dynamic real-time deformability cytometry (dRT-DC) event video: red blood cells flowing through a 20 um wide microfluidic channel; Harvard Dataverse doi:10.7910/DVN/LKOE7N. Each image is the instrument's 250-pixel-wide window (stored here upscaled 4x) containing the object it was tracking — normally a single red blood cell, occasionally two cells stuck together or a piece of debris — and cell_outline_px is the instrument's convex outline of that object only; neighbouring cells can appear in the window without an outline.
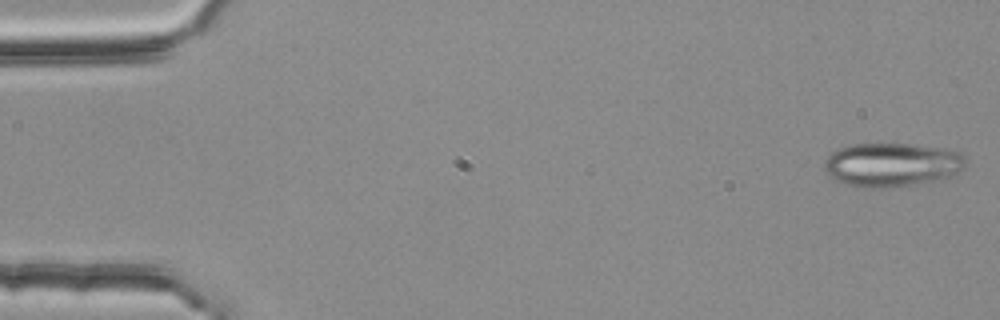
{"species": "common noctule bat (a hibernating species)", "species_latin": "Nyctalus noctula", "temperature_condition": "room temperature", "stored_images_in_passage": 54, "camera_frame_rate_fps": 3000, "um_per_image_px": 0.085, "animal": {"sex": "female", "body_mass_g": 25.1}, "frame": {"image": 1, "passage_image": 1, "time_ms": 0.0, "image_size_px": [1000, 320], "cell_outline_px": [[968, 160], [964, 168], [948, 176], [936, 180], [888, 188], [868, 188], [844, 184], [832, 180], [824, 172], [824, 160], [836, 148], [852, 144], [912, 144], [940, 148], [960, 152]], "centroid_in_image_um": [75.74, 14.0], "position_along_channel_um": 9.3, "area_um2": 36.36}}
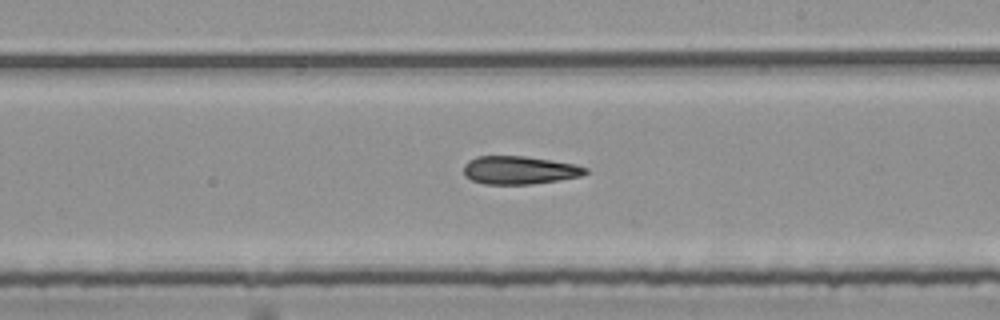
{"frame": {"image": 2, "passage_image": 31, "time_ms": 10.0, "image_size_px": [1000, 320], "cell_outline_px": [[588, 172], [580, 176], [560, 180], [532, 184], [484, 184], [472, 180], [464, 176], [464, 164], [468, 160], [476, 156], [524, 156], [576, 164], [588, 168]], "centroid_in_image_um": [44.14, 14.46], "position_along_channel_um": 244.9, "area_um2": 20.06}}
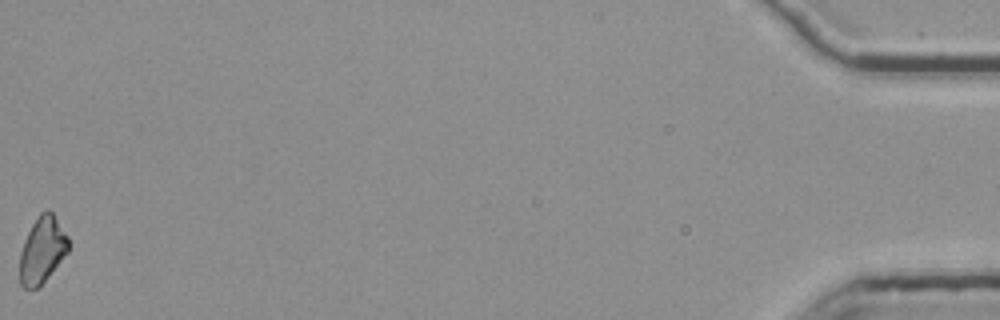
{"frame": {"image": 3, "passage_image": 54, "time_ms": 17.667, "image_size_px": [1000, 320], "cell_outline_px": [[68, 252], [44, 280], [36, 288], [24, 288], [20, 284], [20, 252], [24, 240], [32, 224], [40, 212], [48, 208], [52, 212], [68, 236]], "centroid_in_image_um": [3.58, 21.21], "position_along_channel_um": 431.6, "area_um2": 18.55}}